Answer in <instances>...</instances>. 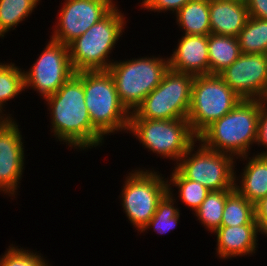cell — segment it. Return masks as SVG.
Masks as SVG:
<instances>
[{"label": "cell", "instance_id": "obj_1", "mask_svg": "<svg viewBox=\"0 0 267 266\" xmlns=\"http://www.w3.org/2000/svg\"><path fill=\"white\" fill-rule=\"evenodd\" d=\"M44 100L51 119L49 131L57 142L59 140L60 144H66L71 149L74 147L76 151H86L104 144L105 138L92 126L85 104L83 82L75 74Z\"/></svg>", "mask_w": 267, "mask_h": 266}, {"label": "cell", "instance_id": "obj_2", "mask_svg": "<svg viewBox=\"0 0 267 266\" xmlns=\"http://www.w3.org/2000/svg\"><path fill=\"white\" fill-rule=\"evenodd\" d=\"M259 114L260 99H242L230 112L206 127L197 141L235 159L249 155L256 146Z\"/></svg>", "mask_w": 267, "mask_h": 266}, {"label": "cell", "instance_id": "obj_3", "mask_svg": "<svg viewBox=\"0 0 267 266\" xmlns=\"http://www.w3.org/2000/svg\"><path fill=\"white\" fill-rule=\"evenodd\" d=\"M85 104L92 126L105 138L128 132L131 113L121 103L111 74L107 70L79 71Z\"/></svg>", "mask_w": 267, "mask_h": 266}, {"label": "cell", "instance_id": "obj_4", "mask_svg": "<svg viewBox=\"0 0 267 266\" xmlns=\"http://www.w3.org/2000/svg\"><path fill=\"white\" fill-rule=\"evenodd\" d=\"M117 5L99 22L72 41L69 46L71 65L75 72L108 70L113 63V49L123 37L127 20ZM121 10V11H120Z\"/></svg>", "mask_w": 267, "mask_h": 266}, {"label": "cell", "instance_id": "obj_5", "mask_svg": "<svg viewBox=\"0 0 267 266\" xmlns=\"http://www.w3.org/2000/svg\"><path fill=\"white\" fill-rule=\"evenodd\" d=\"M168 69V57L152 55L115 60L107 71L113 78L121 103L132 113L161 83Z\"/></svg>", "mask_w": 267, "mask_h": 266}, {"label": "cell", "instance_id": "obj_6", "mask_svg": "<svg viewBox=\"0 0 267 266\" xmlns=\"http://www.w3.org/2000/svg\"><path fill=\"white\" fill-rule=\"evenodd\" d=\"M128 133L134 135L148 152L152 151L162 159L168 158L174 161V165L197 140L187 119H141L133 112L129 119Z\"/></svg>", "mask_w": 267, "mask_h": 266}, {"label": "cell", "instance_id": "obj_7", "mask_svg": "<svg viewBox=\"0 0 267 266\" xmlns=\"http://www.w3.org/2000/svg\"><path fill=\"white\" fill-rule=\"evenodd\" d=\"M143 168H134L126 174L119 195L125 216L138 232L149 223L158 202L168 192L167 179L163 174L154 168Z\"/></svg>", "mask_w": 267, "mask_h": 266}, {"label": "cell", "instance_id": "obj_8", "mask_svg": "<svg viewBox=\"0 0 267 266\" xmlns=\"http://www.w3.org/2000/svg\"><path fill=\"white\" fill-rule=\"evenodd\" d=\"M242 100L219 75L194 76L187 120L198 136Z\"/></svg>", "mask_w": 267, "mask_h": 266}, {"label": "cell", "instance_id": "obj_9", "mask_svg": "<svg viewBox=\"0 0 267 266\" xmlns=\"http://www.w3.org/2000/svg\"><path fill=\"white\" fill-rule=\"evenodd\" d=\"M193 80V75L169 68L133 113L141 119H187Z\"/></svg>", "mask_w": 267, "mask_h": 266}, {"label": "cell", "instance_id": "obj_10", "mask_svg": "<svg viewBox=\"0 0 267 266\" xmlns=\"http://www.w3.org/2000/svg\"><path fill=\"white\" fill-rule=\"evenodd\" d=\"M196 143L189 147L174 167L185 178L201 183L210 191L235 189L237 160L232 155L205 147L200 141L196 140Z\"/></svg>", "mask_w": 267, "mask_h": 266}, {"label": "cell", "instance_id": "obj_11", "mask_svg": "<svg viewBox=\"0 0 267 266\" xmlns=\"http://www.w3.org/2000/svg\"><path fill=\"white\" fill-rule=\"evenodd\" d=\"M45 47L32 66L24 69L25 90L36 91L43 100L56 93L75 74L68 45L50 38Z\"/></svg>", "mask_w": 267, "mask_h": 266}, {"label": "cell", "instance_id": "obj_12", "mask_svg": "<svg viewBox=\"0 0 267 266\" xmlns=\"http://www.w3.org/2000/svg\"><path fill=\"white\" fill-rule=\"evenodd\" d=\"M114 0H64L52 29V40L69 45L92 25L103 19L117 4Z\"/></svg>", "mask_w": 267, "mask_h": 266}, {"label": "cell", "instance_id": "obj_13", "mask_svg": "<svg viewBox=\"0 0 267 266\" xmlns=\"http://www.w3.org/2000/svg\"><path fill=\"white\" fill-rule=\"evenodd\" d=\"M16 121L5 118L0 123V192L12 200L18 195L26 162L24 139Z\"/></svg>", "mask_w": 267, "mask_h": 266}, {"label": "cell", "instance_id": "obj_14", "mask_svg": "<svg viewBox=\"0 0 267 266\" xmlns=\"http://www.w3.org/2000/svg\"><path fill=\"white\" fill-rule=\"evenodd\" d=\"M219 76L242 99L267 100V54H241Z\"/></svg>", "mask_w": 267, "mask_h": 266}, {"label": "cell", "instance_id": "obj_15", "mask_svg": "<svg viewBox=\"0 0 267 266\" xmlns=\"http://www.w3.org/2000/svg\"><path fill=\"white\" fill-rule=\"evenodd\" d=\"M168 57L171 70L193 76L209 75L208 35H182Z\"/></svg>", "mask_w": 267, "mask_h": 266}, {"label": "cell", "instance_id": "obj_16", "mask_svg": "<svg viewBox=\"0 0 267 266\" xmlns=\"http://www.w3.org/2000/svg\"><path fill=\"white\" fill-rule=\"evenodd\" d=\"M216 236V256L220 260L254 256L258 250V225L221 226Z\"/></svg>", "mask_w": 267, "mask_h": 266}, {"label": "cell", "instance_id": "obj_17", "mask_svg": "<svg viewBox=\"0 0 267 266\" xmlns=\"http://www.w3.org/2000/svg\"><path fill=\"white\" fill-rule=\"evenodd\" d=\"M211 33L238 37L249 18L245 0H209Z\"/></svg>", "mask_w": 267, "mask_h": 266}, {"label": "cell", "instance_id": "obj_18", "mask_svg": "<svg viewBox=\"0 0 267 266\" xmlns=\"http://www.w3.org/2000/svg\"><path fill=\"white\" fill-rule=\"evenodd\" d=\"M252 154L236 159L246 162L243 163L245 167L241 169L243 172L239 176L236 175L235 168L234 188L248 201L256 204L267 196V157L256 155L255 152Z\"/></svg>", "mask_w": 267, "mask_h": 266}, {"label": "cell", "instance_id": "obj_19", "mask_svg": "<svg viewBox=\"0 0 267 266\" xmlns=\"http://www.w3.org/2000/svg\"><path fill=\"white\" fill-rule=\"evenodd\" d=\"M183 35H209L211 33L209 0H191L175 15Z\"/></svg>", "mask_w": 267, "mask_h": 266}, {"label": "cell", "instance_id": "obj_20", "mask_svg": "<svg viewBox=\"0 0 267 266\" xmlns=\"http://www.w3.org/2000/svg\"><path fill=\"white\" fill-rule=\"evenodd\" d=\"M209 75H219L241 55L237 37L208 35Z\"/></svg>", "mask_w": 267, "mask_h": 266}, {"label": "cell", "instance_id": "obj_21", "mask_svg": "<svg viewBox=\"0 0 267 266\" xmlns=\"http://www.w3.org/2000/svg\"><path fill=\"white\" fill-rule=\"evenodd\" d=\"M171 171L170 178L167 176L168 193L174 198V200L182 201L186 206L189 207L192 213L201 206V203L206 199L207 194L210 192L209 189L204 187L201 183L185 178L175 167ZM169 179V180H168ZM175 187L178 189L176 192L178 195L175 197L173 194ZM179 198V199H177Z\"/></svg>", "mask_w": 267, "mask_h": 266}, {"label": "cell", "instance_id": "obj_22", "mask_svg": "<svg viewBox=\"0 0 267 266\" xmlns=\"http://www.w3.org/2000/svg\"><path fill=\"white\" fill-rule=\"evenodd\" d=\"M16 65L14 62H0V114L5 118H14L5 110L7 102L25 91L24 69Z\"/></svg>", "mask_w": 267, "mask_h": 266}, {"label": "cell", "instance_id": "obj_23", "mask_svg": "<svg viewBox=\"0 0 267 266\" xmlns=\"http://www.w3.org/2000/svg\"><path fill=\"white\" fill-rule=\"evenodd\" d=\"M240 225H257L255 204L234 189L226 198L221 226Z\"/></svg>", "mask_w": 267, "mask_h": 266}, {"label": "cell", "instance_id": "obj_24", "mask_svg": "<svg viewBox=\"0 0 267 266\" xmlns=\"http://www.w3.org/2000/svg\"><path fill=\"white\" fill-rule=\"evenodd\" d=\"M41 0H0V37L28 19Z\"/></svg>", "mask_w": 267, "mask_h": 266}, {"label": "cell", "instance_id": "obj_25", "mask_svg": "<svg viewBox=\"0 0 267 266\" xmlns=\"http://www.w3.org/2000/svg\"><path fill=\"white\" fill-rule=\"evenodd\" d=\"M233 190L210 191L201 206L193 213L198 218L197 221L199 220L201 225L203 224L202 227H205L209 233H214L221 227L226 198Z\"/></svg>", "mask_w": 267, "mask_h": 266}, {"label": "cell", "instance_id": "obj_26", "mask_svg": "<svg viewBox=\"0 0 267 266\" xmlns=\"http://www.w3.org/2000/svg\"><path fill=\"white\" fill-rule=\"evenodd\" d=\"M237 38L241 54H267V20L249 17Z\"/></svg>", "mask_w": 267, "mask_h": 266}, {"label": "cell", "instance_id": "obj_27", "mask_svg": "<svg viewBox=\"0 0 267 266\" xmlns=\"http://www.w3.org/2000/svg\"><path fill=\"white\" fill-rule=\"evenodd\" d=\"M178 201L174 200L167 192L158 202L154 216L149 220V223L140 232L146 233L148 229L153 228L157 234H166L175 229L180 221V210L176 205ZM175 204V205H174Z\"/></svg>", "mask_w": 267, "mask_h": 266}, {"label": "cell", "instance_id": "obj_28", "mask_svg": "<svg viewBox=\"0 0 267 266\" xmlns=\"http://www.w3.org/2000/svg\"><path fill=\"white\" fill-rule=\"evenodd\" d=\"M33 251L12 243L0 256V266H51L41 253Z\"/></svg>", "mask_w": 267, "mask_h": 266}, {"label": "cell", "instance_id": "obj_29", "mask_svg": "<svg viewBox=\"0 0 267 266\" xmlns=\"http://www.w3.org/2000/svg\"><path fill=\"white\" fill-rule=\"evenodd\" d=\"M141 1V0H140ZM191 0H142L140 3L141 10L144 9L151 12L167 13L168 11L174 15Z\"/></svg>", "mask_w": 267, "mask_h": 266}, {"label": "cell", "instance_id": "obj_30", "mask_svg": "<svg viewBox=\"0 0 267 266\" xmlns=\"http://www.w3.org/2000/svg\"><path fill=\"white\" fill-rule=\"evenodd\" d=\"M256 145L258 147L263 146L266 150L261 152L257 150L256 155L267 157V100H260Z\"/></svg>", "mask_w": 267, "mask_h": 266}, {"label": "cell", "instance_id": "obj_31", "mask_svg": "<svg viewBox=\"0 0 267 266\" xmlns=\"http://www.w3.org/2000/svg\"><path fill=\"white\" fill-rule=\"evenodd\" d=\"M255 214L259 235L267 237V196L255 204Z\"/></svg>", "mask_w": 267, "mask_h": 266}, {"label": "cell", "instance_id": "obj_32", "mask_svg": "<svg viewBox=\"0 0 267 266\" xmlns=\"http://www.w3.org/2000/svg\"><path fill=\"white\" fill-rule=\"evenodd\" d=\"M249 17L267 20V0H245Z\"/></svg>", "mask_w": 267, "mask_h": 266}, {"label": "cell", "instance_id": "obj_33", "mask_svg": "<svg viewBox=\"0 0 267 266\" xmlns=\"http://www.w3.org/2000/svg\"><path fill=\"white\" fill-rule=\"evenodd\" d=\"M4 119H5V117L2 116V115L0 114V123H1Z\"/></svg>", "mask_w": 267, "mask_h": 266}]
</instances>
